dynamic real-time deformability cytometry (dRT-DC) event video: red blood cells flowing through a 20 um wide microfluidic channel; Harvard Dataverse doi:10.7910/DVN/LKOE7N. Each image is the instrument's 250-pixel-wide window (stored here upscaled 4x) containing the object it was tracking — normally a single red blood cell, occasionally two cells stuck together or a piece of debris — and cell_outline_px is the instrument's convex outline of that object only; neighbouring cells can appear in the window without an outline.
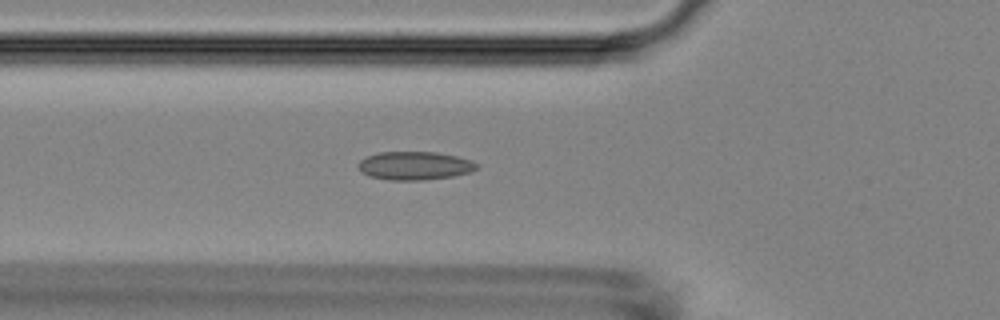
{"species": "Egyptian fruit bat (a non-hibernating species)", "species_latin": "Rousettus aegyptiacus", "temperature_condition": "room temperature", "stored_images_in_passage": 44, "camera_frame_rate_fps": 3000, "um_per_image_px": 0.085, "animal": {"sex": "female"}, "frame": {"image": 1, "passage_image": 8, "time_ms": 2.333, "image_size_px": [1000, 320], "cell_outline_px": [[476, 168], [472, 172], [452, 176], [424, 180], [388, 180], [368, 176], [360, 172], [360, 160], [368, 156], [380, 152], [436, 152], [456, 156], [472, 160], [476, 164]], "centroid_in_image_um": [35.25, 14.09], "position_along_channel_um": 90.6, "area_um2": 19.48}}
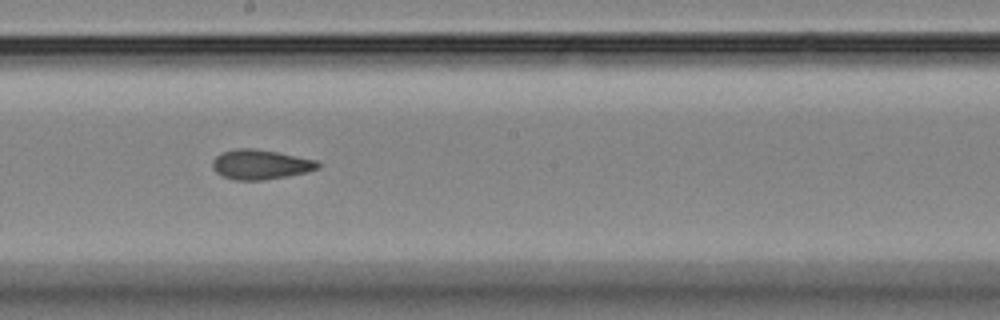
{"frame": {"image": 2, "passage_image": 19, "time_ms": 6.0, "image_size_px": [1000, 320], "cell_outline_px": [[320, 168], [308, 172], [288, 176], [264, 180], [236, 180], [220, 176], [212, 168], [212, 160], [220, 152], [236, 148], [256, 148], [316, 160], [320, 164]], "centroid_in_image_um": [22.11, 13.98], "position_along_channel_um": 226.1, "area_um2": 18.5}}
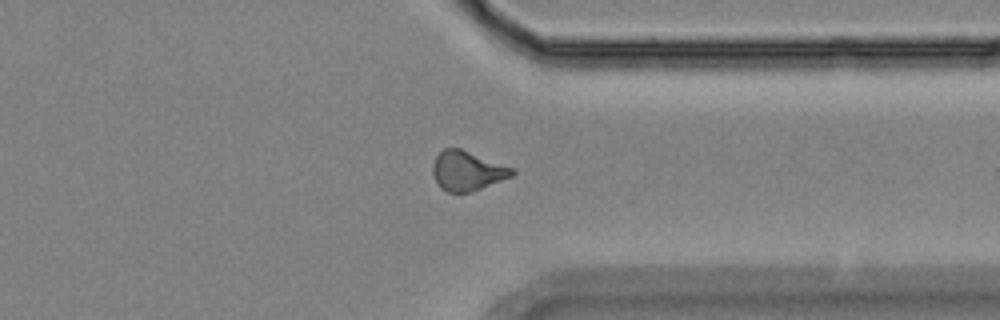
{"frame": {"image": 3, "passage_image": 31, "time_ms": 10.0, "image_size_px": [1000, 320], "cell_outline_px": [[516, 172], [512, 176], [472, 192], [448, 192], [440, 188], [436, 184], [432, 172], [432, 164], [436, 156], [444, 148], [460, 148], [516, 168]], "centroid_in_image_um": [39.72, 14.52], "position_along_channel_um": 371.7, "area_um2": 18.55}, "authors_computed_cell_mechanics": {"area_um2": 18.1492, "velocity_mm_per_s": 3.6783, "shape_relaxation_time_tau1_ms": null, "shape_relaxation_time_tau2_ms": 2.8022, "deformation_change_tau1": null, "deformation_change_tau2": 0.0791}}